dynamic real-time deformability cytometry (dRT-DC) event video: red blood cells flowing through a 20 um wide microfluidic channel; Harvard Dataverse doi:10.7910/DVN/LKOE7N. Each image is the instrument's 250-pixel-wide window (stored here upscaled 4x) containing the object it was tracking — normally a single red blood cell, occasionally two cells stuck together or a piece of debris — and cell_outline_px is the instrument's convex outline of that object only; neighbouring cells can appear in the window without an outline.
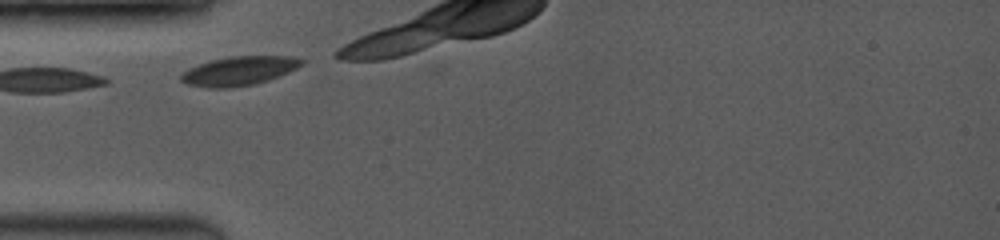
{"species": "common noctule bat (a hibernating species)", "species_latin": "Nyctalus noctula", "temperature_condition": "room temperature", "stored_images_in_passage": 23, "camera_frame_rate_fps": 3500, "um_per_image_px": 0.085, "animal": {"sex": "female", "body_mass_g": 19.0, "forearm_length_mm": 53.3}, "frame": {"image": 1, "passage_image": 1, "time_ms": 0.0, "image_size_px": [1000, 240], "cell_outline_px": [[304, 64], [288, 72], [268, 80], [256, 84], [228, 88], [204, 88], [188, 84], [180, 80], [180, 76], [188, 68], [212, 60], [228, 56], [292, 56], [304, 60]], "centroid_in_image_um": [20.32, 6.03], "position_along_channel_um": 64.7, "area_um2": 20.4}, "authors_computed_cell_mechanics": {"area_um2": 20.4034, "velocity_mm_per_s": 3.9203, "shape_relaxation_time_tau1_ms": 1.5714, "shape_relaxation_time_tau2_ms": null, "deformation_change_tau1": 0.058, "deformation_change_tau2": null}}